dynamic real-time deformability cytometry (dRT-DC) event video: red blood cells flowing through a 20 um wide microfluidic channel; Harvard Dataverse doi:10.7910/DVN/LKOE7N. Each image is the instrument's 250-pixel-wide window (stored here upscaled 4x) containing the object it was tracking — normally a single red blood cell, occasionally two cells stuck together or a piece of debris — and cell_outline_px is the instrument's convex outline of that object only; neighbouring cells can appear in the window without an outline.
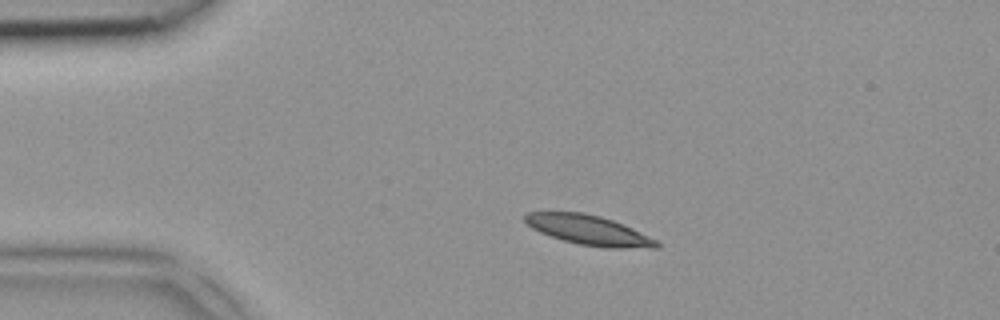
{"species": "common noctule bat (a hibernating species)", "species_latin": "Nyctalus noctula", "temperature_condition": "room temperature", "stored_images_in_passage": 3, "camera_frame_rate_fps": 3000, "um_per_image_px": 0.085, "animal": {"sex": "female", "body_mass_g": 18.4}, "frame": {"image": 1, "passage_image": 2, "time_ms": 0.333, "image_size_px": [1000, 320], "cell_outline_px": [[660, 248], [608, 248], [580, 244], [564, 240], [540, 232], [532, 228], [524, 220], [524, 216], [528, 212], [584, 212], [600, 216], [612, 220], [632, 228], [656, 240], [660, 244]], "centroid_in_image_um": [50.06, 19.56], "position_along_channel_um": 34.9, "area_um2": 22.54}}